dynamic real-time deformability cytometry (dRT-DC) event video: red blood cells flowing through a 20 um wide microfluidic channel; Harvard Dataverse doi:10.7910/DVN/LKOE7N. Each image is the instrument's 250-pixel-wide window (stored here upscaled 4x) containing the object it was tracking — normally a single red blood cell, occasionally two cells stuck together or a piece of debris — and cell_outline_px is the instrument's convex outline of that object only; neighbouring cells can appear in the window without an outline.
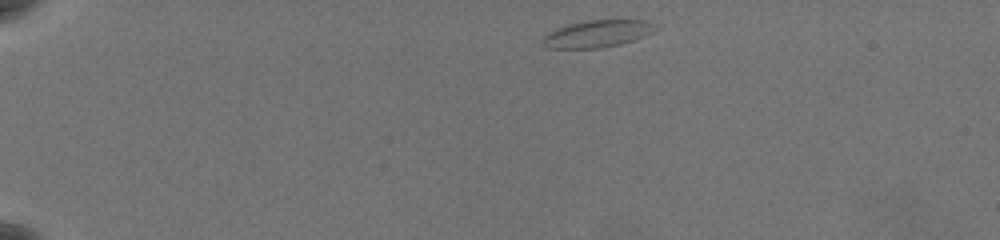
{"species": "common noctule bat (a hibernating species)", "species_latin": "Nyctalus noctula", "temperature_condition": "warm", "stored_images_in_passage": 49, "camera_frame_rate_fps": 3000, "um_per_image_px": 0.085, "animal": {"sex": "female", "body_mass_g": 19.5, "forearm_length_mm": 54.1}, "frame": {"image": 1, "passage_image": 1, "time_ms": 0.0, "image_size_px": [1000, 240], "cell_outline_px": [[660, 28], [644, 36], [620, 44], [600, 48], [544, 48], [540, 40], [548, 32], [572, 24], [588, 20], [644, 20]], "centroid_in_image_um": [50.75, 2.88], "position_along_channel_um": 34.2, "area_um2": 17.63}}
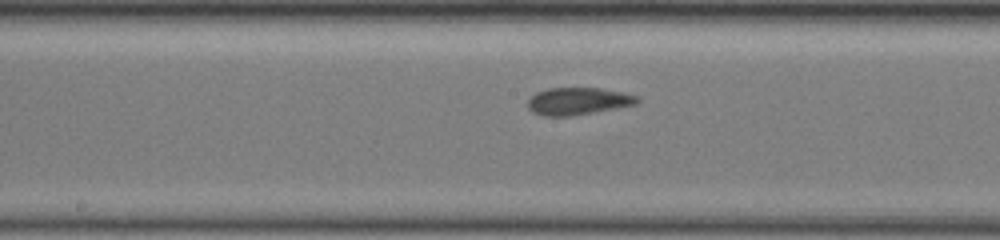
{"frame": {"image": 2, "passage_image": 23, "time_ms": 7.333, "image_size_px": [1000, 240], "cell_outline_px": [[640, 100], [636, 104], [616, 108], [572, 116], [544, 116], [532, 112], [528, 108], [528, 100], [536, 92], [548, 88], [600, 88], [624, 92], [640, 96]], "centroid_in_image_um": [49.15, 8.59], "position_along_channel_um": 199.0, "area_um2": 17.51}}
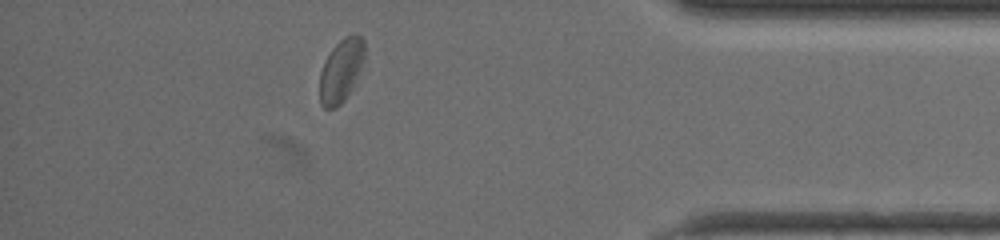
{"frame": {"image": 3, "passage_image": 43, "time_ms": 14.0, "image_size_px": [1000, 240], "cell_outline_px": [[364, 60], [352, 88], [344, 100], [336, 108], [324, 108], [320, 104], [320, 72], [324, 60], [332, 48], [344, 36], [352, 32], [356, 32], [364, 40]], "centroid_in_image_um": [28.99, 5.95], "position_along_channel_um": 406.2, "area_um2": 16.65}, "authors_computed_cell_mechanics": {"area_um2": 17.4556, "velocity_mm_per_s": 3.5185, "shape_relaxation_time_tau1_ms": 4.12, "shape_relaxation_time_tau2_ms": 1.219, "deformation_change_tau1": 0.1139, "deformation_change_tau2": 0.0532}}